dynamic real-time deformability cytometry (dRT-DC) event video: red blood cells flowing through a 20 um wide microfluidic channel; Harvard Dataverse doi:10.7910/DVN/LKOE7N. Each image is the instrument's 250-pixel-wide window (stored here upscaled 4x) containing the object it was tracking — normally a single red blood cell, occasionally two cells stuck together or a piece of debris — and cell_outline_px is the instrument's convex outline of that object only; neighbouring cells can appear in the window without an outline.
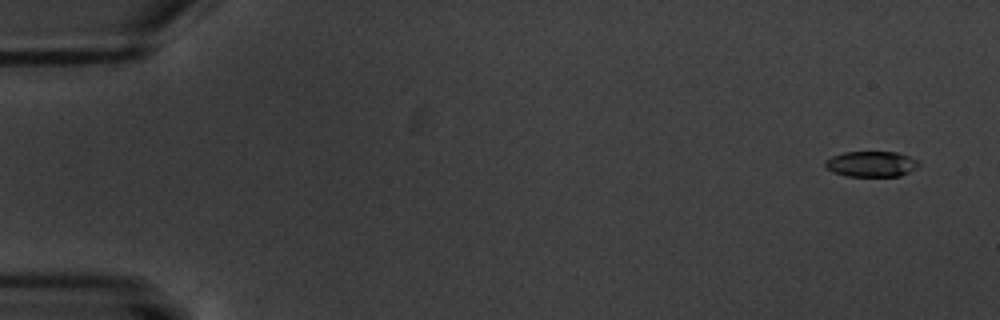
{"species": "common noctule bat (a hibernating species)", "species_latin": "Nyctalus noctula", "temperature_condition": "warm", "stored_images_in_passage": 11, "camera_frame_rate_fps": 3000, "um_per_image_px": 0.085, "animal": {"sex": "male", "body_mass_g": 20.1, "forearm_length_mm": 53.5}, "frame": {"image": 1, "passage_image": 2, "time_ms": 1.0, "image_size_px": [1000, 320], "cell_outline_px": [[920, 164], [916, 168], [900, 176], [844, 176], [832, 172], [824, 168], [824, 160], [832, 156], [844, 152], [896, 152], [908, 156], [916, 160]], "centroid_in_image_um": [73.99, 13.94], "position_along_channel_um": 11.0, "area_um2": 14.05}}
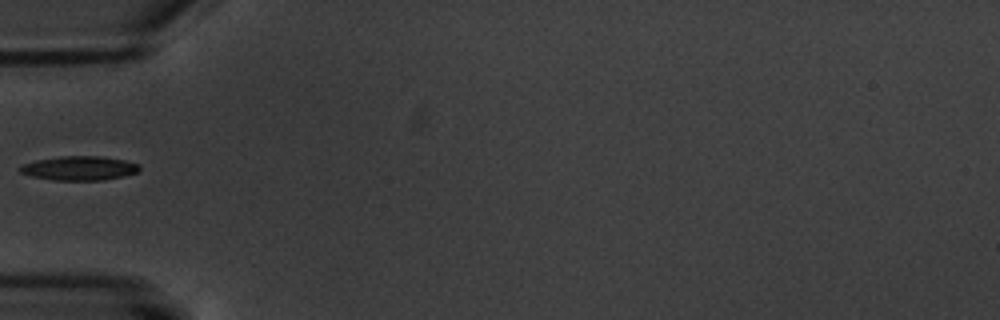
{"frame": {"image": 2, "passage_image": 7, "time_ms": 7.0, "image_size_px": [1000, 320], "cell_outline_px": [[140, 168], [136, 172], [124, 176], [104, 180], [52, 180], [32, 176], [20, 172], [16, 168], [20, 164], [36, 160], [60, 156], [100, 156], [124, 160], [140, 164]], "centroid_in_image_um": [6.7, 14.29], "position_along_channel_um": 78.3, "area_um2": 16.94}}